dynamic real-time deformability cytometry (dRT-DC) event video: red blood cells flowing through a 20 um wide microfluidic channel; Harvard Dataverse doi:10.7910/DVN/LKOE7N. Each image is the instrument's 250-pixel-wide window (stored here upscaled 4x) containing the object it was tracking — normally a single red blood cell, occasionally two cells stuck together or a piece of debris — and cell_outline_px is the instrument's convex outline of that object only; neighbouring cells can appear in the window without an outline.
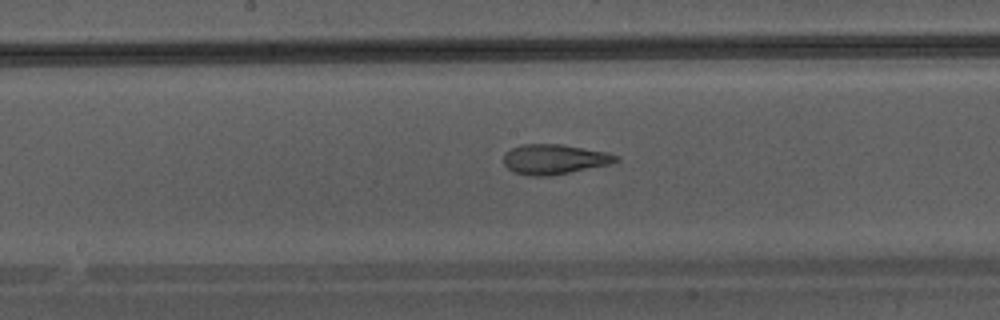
{"species": "Egyptian fruit bat (a non-hibernating species)", "species_latin": "Rousettus aegyptiacus", "temperature_condition": "warm", "stored_images_in_passage": 28, "camera_frame_rate_fps": 3000, "um_per_image_px": 0.085, "animal": {"sex": "male"}, "frame": {"image": 1, "passage_image": 16, "time_ms": 5.0, "image_size_px": [1000, 320], "cell_outline_px": [[620, 160], [612, 164], [548, 176], [528, 176], [512, 172], [504, 164], [504, 156], [512, 148], [524, 144], [560, 144], [608, 152], [620, 156]], "centroid_in_image_um": [47.16, 13.54], "position_along_channel_um": 201.0, "area_um2": 19.65}}